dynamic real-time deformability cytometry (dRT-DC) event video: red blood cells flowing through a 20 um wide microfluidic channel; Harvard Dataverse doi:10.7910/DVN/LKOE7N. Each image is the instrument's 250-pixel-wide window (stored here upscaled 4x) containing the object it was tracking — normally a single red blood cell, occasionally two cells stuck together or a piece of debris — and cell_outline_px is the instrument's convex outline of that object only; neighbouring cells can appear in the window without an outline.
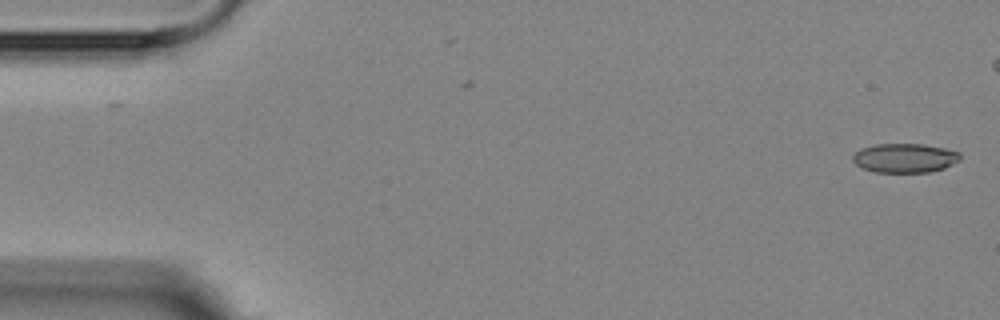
{"species": "Egyptian fruit bat (a non-hibernating species)", "species_latin": "Rousettus aegyptiacus", "temperature_condition": "room temperature", "stored_images_in_passage": 6, "camera_frame_rate_fps": 3000, "um_per_image_px": 0.085, "animal": {"sex": "female"}, "frame": {"image": 1, "passage_image": 1, "time_ms": 0.0, "image_size_px": [1000, 320], "cell_outline_px": [[960, 160], [944, 168], [928, 172], [876, 172], [860, 168], [852, 160], [852, 156], [860, 148], [876, 144], [924, 144], [944, 148], [960, 152]], "centroid_in_image_um": [76.88, 13.43], "position_along_channel_um": 8.1, "area_um2": 18.32}}